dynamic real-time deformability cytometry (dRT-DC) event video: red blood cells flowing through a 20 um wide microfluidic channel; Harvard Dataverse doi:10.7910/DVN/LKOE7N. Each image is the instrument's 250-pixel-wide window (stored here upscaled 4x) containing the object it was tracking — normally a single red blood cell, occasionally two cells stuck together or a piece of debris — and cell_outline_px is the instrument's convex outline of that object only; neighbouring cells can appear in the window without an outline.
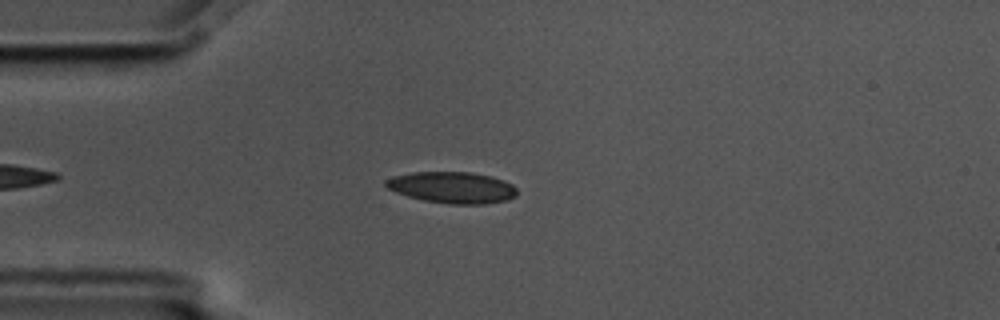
{"species": "common noctule bat (a hibernating species)", "species_latin": "Nyctalus noctula", "temperature_condition": "cold", "stored_images_in_passage": 3, "camera_frame_rate_fps": 3000, "um_per_image_px": 0.085, "animal": {"sex": "male", "body_mass_g": 17.5, "forearm_length_mm": 52.3}, "frame": {"image": 1, "passage_image": 3, "time_ms": 0.667, "image_size_px": [1000, 320], "cell_outline_px": [[516, 196], [508, 200], [484, 204], [448, 204], [424, 200], [408, 196], [396, 192], [388, 188], [384, 184], [384, 180], [392, 176], [412, 172], [472, 172], [492, 176], [504, 180], [512, 184], [516, 188]], "centroid_in_image_um": [38.44, 15.93], "position_along_channel_um": 46.6, "area_um2": 24.16}}